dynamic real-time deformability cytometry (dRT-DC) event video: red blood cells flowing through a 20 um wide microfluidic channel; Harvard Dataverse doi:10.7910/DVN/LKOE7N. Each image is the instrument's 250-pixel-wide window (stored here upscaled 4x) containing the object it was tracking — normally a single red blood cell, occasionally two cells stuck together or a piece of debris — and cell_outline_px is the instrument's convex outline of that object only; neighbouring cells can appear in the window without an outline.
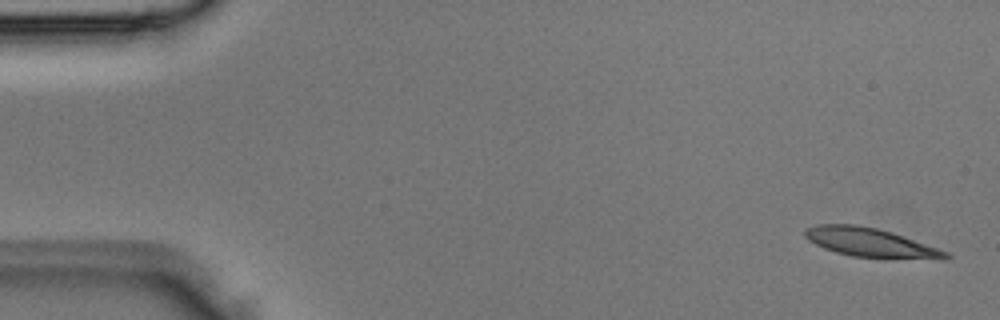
{"species": "Egyptian fruit bat (a non-hibernating species)", "species_latin": "Rousettus aegyptiacus", "temperature_condition": "room temperature", "stored_images_in_passage": 3, "camera_frame_rate_fps": 3000, "um_per_image_px": 0.085, "animal": {"sex": "male"}, "frame": {"image": 1, "passage_image": 1, "time_ms": 0.0, "image_size_px": [1000, 320], "cell_outline_px": [[952, 256], [852, 256], [836, 252], [824, 248], [808, 240], [804, 236], [804, 232], [808, 228], [816, 224], [856, 224], [876, 228], [892, 232], [948, 252]], "centroid_in_image_um": [73.75, 20.53], "position_along_channel_um": 11.3, "area_um2": 22.14}}
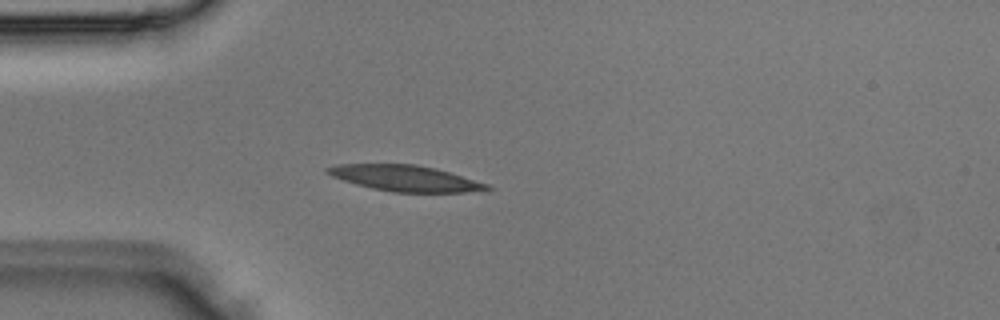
{"frame": {"image": 2, "passage_image": 3, "time_ms": 0.667, "image_size_px": [1000, 320], "cell_outline_px": [[492, 188], [488, 192], [392, 192], [372, 188], [356, 184], [332, 176], [324, 172], [324, 168], [336, 164], [416, 164], [436, 168], [488, 184]], "centroid_in_image_um": [34.47, 15.15], "position_along_channel_um": 50.5, "area_um2": 24.22}}